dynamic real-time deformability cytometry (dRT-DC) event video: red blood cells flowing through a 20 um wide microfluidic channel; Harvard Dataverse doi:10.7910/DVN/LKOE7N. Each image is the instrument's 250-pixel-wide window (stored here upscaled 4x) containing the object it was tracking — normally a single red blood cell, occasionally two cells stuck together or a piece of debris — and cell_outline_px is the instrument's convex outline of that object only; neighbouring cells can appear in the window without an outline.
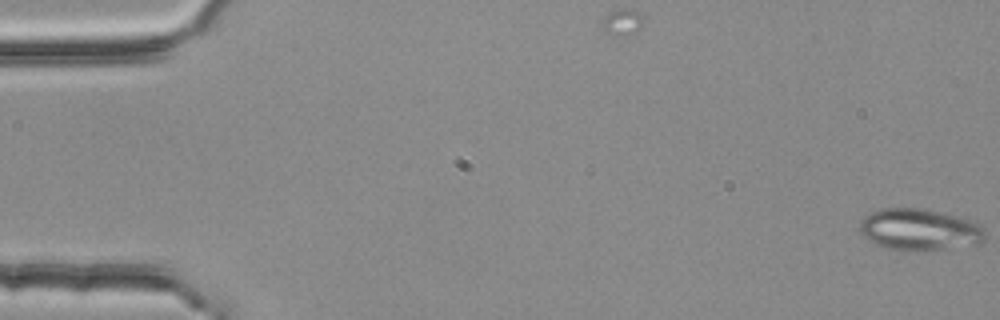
{"species": "common noctule bat (a hibernating species)", "species_latin": "Nyctalus noctula", "temperature_condition": "room temperature", "stored_images_in_passage": 55, "camera_frame_rate_fps": 3000, "um_per_image_px": 0.085, "animal": {"sex": "female", "body_mass_g": 25.1}, "frame": {"image": 1, "passage_image": 1, "time_ms": 0.0, "image_size_px": [1000, 320], "cell_outline_px": [[984, 240], [980, 244], [944, 248], [892, 248], [876, 244], [864, 236], [860, 232], [860, 220], [868, 212], [884, 208], [920, 208], [972, 220], [984, 228]], "centroid_in_image_um": [78.15, 19.47], "position_along_channel_um": 6.9, "area_um2": 29.48}}
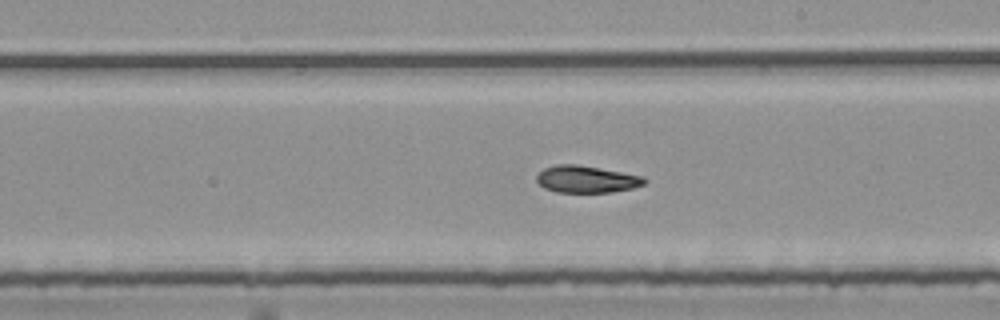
{"frame": {"image": 2, "passage_image": 32, "time_ms": 10.333, "image_size_px": [1000, 320], "cell_outline_px": [[648, 180], [644, 184], [632, 188], [612, 192], [556, 192], [544, 188], [536, 180], [536, 176], [544, 168], [556, 164], [576, 164], [600, 168], [644, 176]], "centroid_in_image_um": [49.85, 15.23], "position_along_channel_um": 239.1, "area_um2": 16.99}}
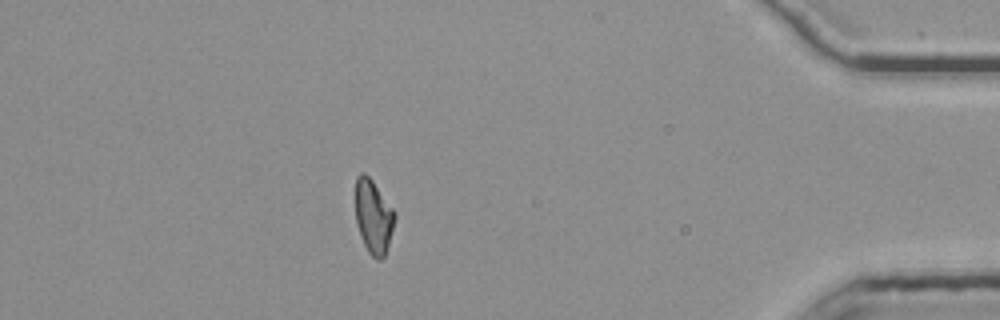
{"frame": {"image": 3, "passage_image": 49, "time_ms": 16.0, "image_size_px": [1000, 320], "cell_outline_px": [[396, 216], [388, 244], [384, 256], [380, 260], [376, 260], [368, 252], [364, 244], [356, 224], [356, 176], [360, 172], [364, 172], [372, 180], [396, 212]], "centroid_in_image_um": [31.74, 18.4], "position_along_channel_um": 403.5, "area_um2": 16.82}, "authors_computed_cell_mechanics": {"area_um2": 17.5712, "velocity_mm_per_s": 3.7647, "shape_relaxation_time_tau1_ms": null, "shape_relaxation_time_tau2_ms": 4.0559, "deformation_change_tau1": null, "deformation_change_tau2": 0.0929}}